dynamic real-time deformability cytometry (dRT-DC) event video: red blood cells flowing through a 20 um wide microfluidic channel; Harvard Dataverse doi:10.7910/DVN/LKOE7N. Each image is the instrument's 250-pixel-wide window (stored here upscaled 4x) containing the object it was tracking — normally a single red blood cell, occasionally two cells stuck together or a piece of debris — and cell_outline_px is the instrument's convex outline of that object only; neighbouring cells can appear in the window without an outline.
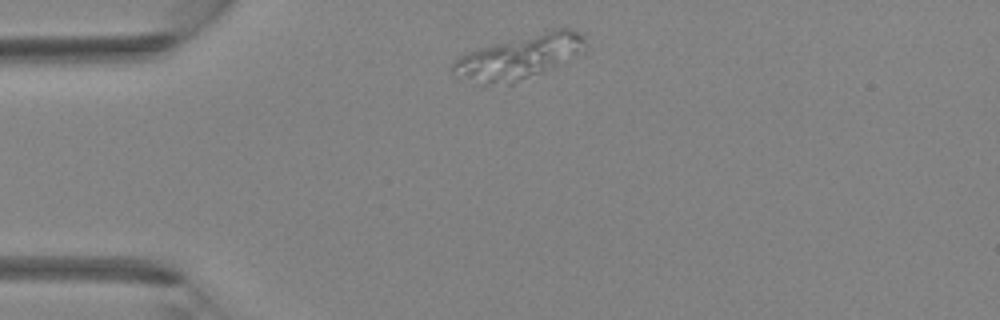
{"species": "Egyptian fruit bat (a non-hibernating species)", "species_latin": "Rousettus aegyptiacus", "temperature_condition": "room temperature", "stored_images_in_passage": 3, "camera_frame_rate_fps": 3000, "um_per_image_px": 0.085, "animal": {"sex": "female"}, "frame": {"image": 1, "passage_image": 1, "time_ms": 0.0, "image_size_px": [1000, 320], "cell_outline_px": [[588, 44], [584, 56], [512, 84], [480, 84], [456, 76], [452, 72], [452, 60], [468, 52], [480, 48], [552, 28], [572, 28], [580, 32], [584, 36]], "centroid_in_image_um": [44.27, 4.84], "position_along_channel_um": 40.7, "area_um2": 34.8}}
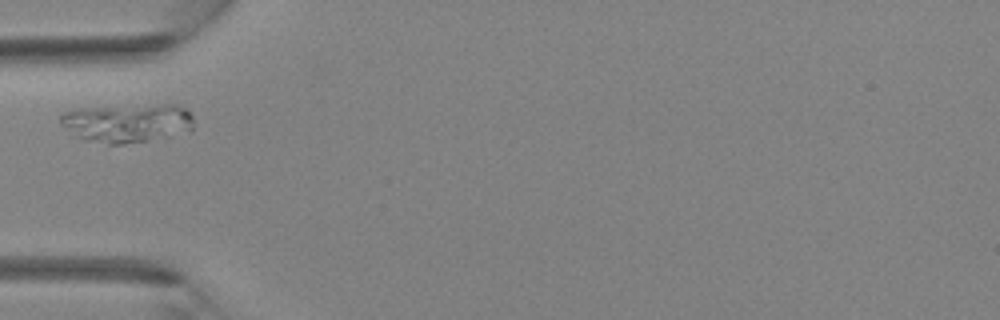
{"frame": {"image": 2, "passage_image": 2, "time_ms": 0.333, "image_size_px": [1000, 320], "cell_outline_px": [[192, 128], [144, 140], [124, 144], [108, 144], [84, 140], [64, 128], [60, 124], [60, 116], [64, 112], [80, 108], [164, 104], [176, 104], [184, 108], [192, 116]], "centroid_in_image_um": [10.71, 10.42], "position_along_channel_um": 74.3, "area_um2": 29.3}}